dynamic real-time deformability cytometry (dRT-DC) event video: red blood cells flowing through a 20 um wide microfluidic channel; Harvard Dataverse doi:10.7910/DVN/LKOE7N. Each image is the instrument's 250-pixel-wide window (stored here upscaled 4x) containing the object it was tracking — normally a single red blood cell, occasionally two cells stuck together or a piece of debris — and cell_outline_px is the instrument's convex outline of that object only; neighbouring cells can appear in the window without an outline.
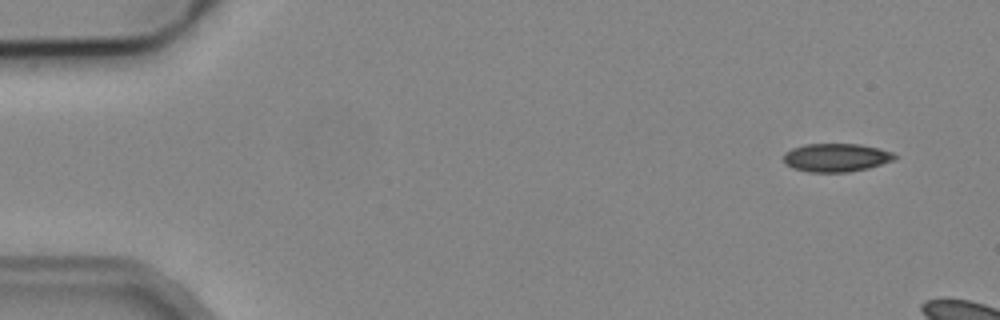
{"species": "common noctule bat (a hibernating species)", "species_latin": "Nyctalus noctula", "temperature_condition": "cold", "stored_images_in_passage": 3, "camera_frame_rate_fps": 3000, "um_per_image_px": 0.085, "animal": {"sex": "male", "body_mass_g": 19.2, "forearm_length_mm": 51.8}, "frame": {"image": 1, "passage_image": 1, "time_ms": 0.0, "image_size_px": [1000, 320], "cell_outline_px": [[900, 156], [892, 160], [868, 168], [848, 172], [808, 172], [792, 168], [784, 164], [784, 152], [792, 148], [804, 144], [860, 144], [880, 148], [892, 152]], "centroid_in_image_um": [71.05, 13.39], "position_along_channel_um": 13.9, "area_um2": 18.5}}